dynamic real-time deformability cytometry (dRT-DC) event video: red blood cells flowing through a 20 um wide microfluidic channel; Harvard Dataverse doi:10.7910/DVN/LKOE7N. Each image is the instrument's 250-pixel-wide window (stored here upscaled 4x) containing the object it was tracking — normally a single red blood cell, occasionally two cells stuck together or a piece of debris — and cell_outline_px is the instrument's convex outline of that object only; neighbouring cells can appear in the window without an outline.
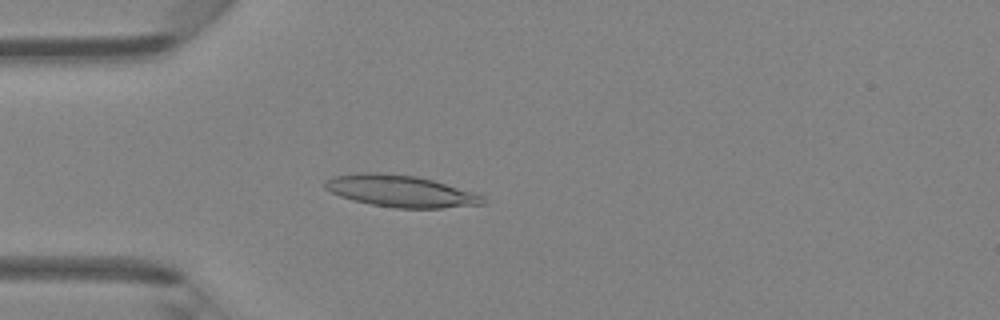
{"species": "Egyptian fruit bat (a non-hibernating species)", "species_latin": "Rousettus aegyptiacus", "temperature_condition": "room temperature", "stored_images_in_passage": 47, "camera_frame_rate_fps": 3000, "um_per_image_px": 0.085, "animal": {"sex": "female"}, "frame": {"image": 1, "passage_image": 13, "time_ms": 4.0, "image_size_px": [1000, 320], "cell_outline_px": [[488, 204], [440, 208], [396, 208], [372, 204], [352, 200], [340, 196], [324, 188], [324, 184], [332, 176], [364, 172], [380, 172], [416, 176], [432, 180], [484, 196]], "centroid_in_image_um": [34.05, 16.25], "position_along_channel_um": 50.9, "area_um2": 29.07}}
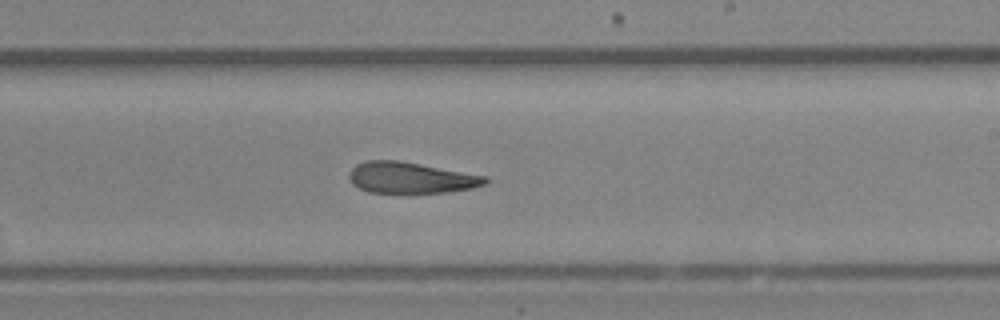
{"frame": {"image": 2, "passage_image": 28, "time_ms": 9.0, "image_size_px": [1000, 320], "cell_outline_px": [[488, 184], [472, 188], [448, 192], [368, 192], [352, 184], [348, 176], [352, 168], [356, 164], [368, 160], [400, 160], [488, 176]], "centroid_in_image_um": [34.95, 15.09], "position_along_channel_um": 254.1, "area_um2": 24.74}}
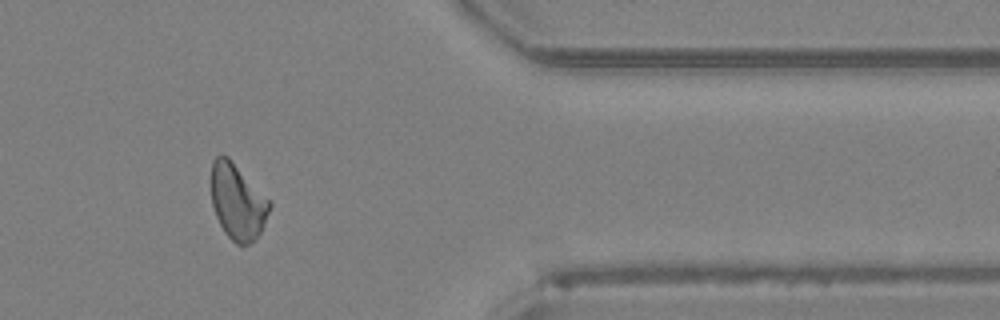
{"frame": {"image": 3, "passage_image": 39, "time_ms": 12.667, "image_size_px": [1000, 320], "cell_outline_px": [[272, 204], [264, 224], [260, 232], [248, 244], [236, 244], [224, 232], [216, 216], [212, 204], [212, 160], [216, 156], [228, 156], [272, 200]], "centroid_in_image_um": [20.22, 17.12], "position_along_channel_um": 391.2, "area_um2": 25.72}, "authors_computed_cell_mechanics": {"area_um2": 26.4146, "velocity_mm_per_s": 4.3015, "shape_relaxation_time_tau1_ms": 10.1996, "shape_relaxation_time_tau2_ms": 3.9128, "deformation_change_tau1": 0.2343, "deformation_change_tau2": 0.1334}}